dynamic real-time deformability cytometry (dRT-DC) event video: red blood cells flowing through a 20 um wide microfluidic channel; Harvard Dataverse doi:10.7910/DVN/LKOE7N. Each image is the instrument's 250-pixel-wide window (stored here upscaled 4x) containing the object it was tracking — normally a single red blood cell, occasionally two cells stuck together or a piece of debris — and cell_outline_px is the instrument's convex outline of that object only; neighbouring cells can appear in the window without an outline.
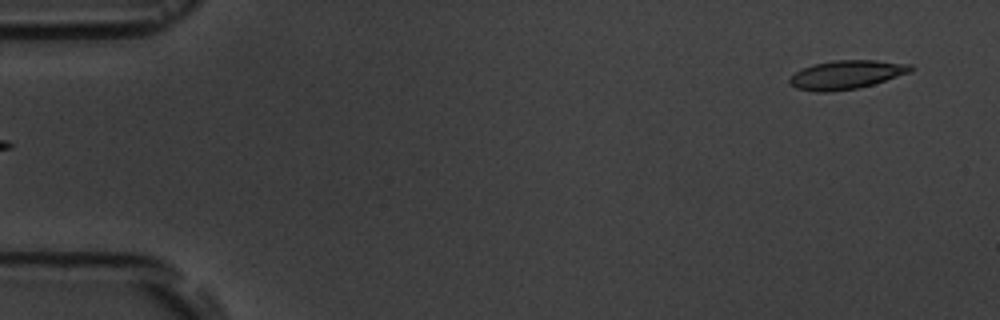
{"species": "common noctule bat (a hibernating species)", "species_latin": "Nyctalus noctula", "temperature_condition": "room temperature", "stored_images_in_passage": 5, "segment_of_instrument_passage": [2, 2], "camera_frame_rate_fps": 3000, "um_per_image_px": 0.085, "animal": {"sex": "male", "body_mass_g": 19.5, "forearm_length_mm": 54.6}, "frame": {"image": 1, "passage_image": 5, "time_ms": 5.333, "image_size_px": [1000, 320], "cell_outline_px": [[912, 72], [872, 84], [856, 88], [828, 92], [816, 92], [796, 88], [788, 84], [788, 80], [796, 72], [812, 64], [832, 60], [876, 60], [912, 64]], "centroid_in_image_um": [71.93, 6.34], "position_along_channel_um": 13.1, "area_um2": 20.23}}